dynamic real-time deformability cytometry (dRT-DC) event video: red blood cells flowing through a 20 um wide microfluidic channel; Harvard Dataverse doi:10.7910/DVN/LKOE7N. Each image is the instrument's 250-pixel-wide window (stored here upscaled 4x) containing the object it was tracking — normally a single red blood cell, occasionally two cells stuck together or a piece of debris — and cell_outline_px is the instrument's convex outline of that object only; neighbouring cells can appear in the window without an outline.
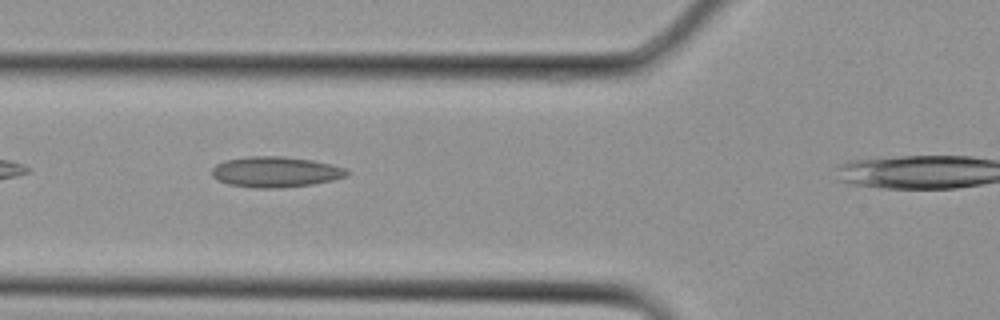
{"species": "Egyptian fruit bat (a non-hibernating species)", "species_latin": "Rousettus aegyptiacus", "temperature_condition": "cold", "stored_images_in_passage": 14, "camera_frame_rate_fps": 3000, "um_per_image_px": 0.085, "animal": {"sex": "female"}, "frame": {"image": 1, "passage_image": 3, "time_ms": 0.667, "image_size_px": [1000, 320], "cell_outline_px": [[348, 176], [332, 180], [312, 184], [284, 188], [256, 188], [228, 184], [212, 176], [212, 168], [216, 164], [224, 160], [248, 156], [284, 156], [312, 160], [332, 164], [348, 168]], "centroid_in_image_um": [23.44, 14.61], "position_along_channel_um": 102.4, "area_um2": 24.28}}
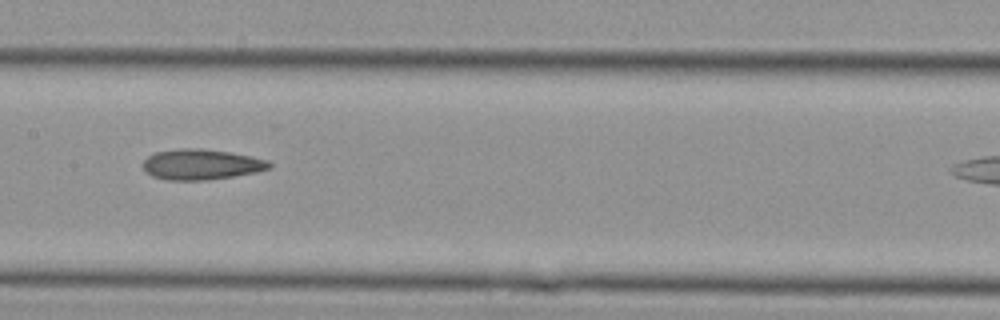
{"frame": {"image": 2, "passage_image": 7, "time_ms": 2.0, "image_size_px": [1000, 320], "cell_outline_px": [[272, 168], [256, 172], [232, 176], [204, 180], [168, 180], [152, 176], [144, 168], [144, 160], [148, 156], [156, 152], [184, 148], [200, 148], [228, 152], [252, 156], [268, 160], [272, 164]], "centroid_in_image_um": [17.14, 13.97], "position_along_channel_um": 190.3, "area_um2": 22.25}}
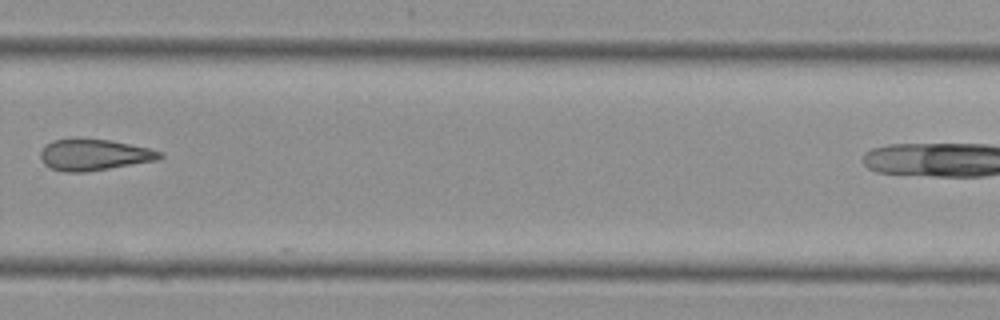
{"frame": {"image": 3, "passage_image": 13, "time_ms": 4.0, "image_size_px": [1000, 320], "cell_outline_px": [[164, 156], [156, 160], [84, 172], [64, 172], [52, 168], [44, 164], [40, 156], [40, 152], [44, 144], [52, 140], [108, 140], [152, 148], [164, 152]], "centroid_in_image_um": [8.01, 13.16], "position_along_channel_um": 321.8, "area_um2": 21.39}}